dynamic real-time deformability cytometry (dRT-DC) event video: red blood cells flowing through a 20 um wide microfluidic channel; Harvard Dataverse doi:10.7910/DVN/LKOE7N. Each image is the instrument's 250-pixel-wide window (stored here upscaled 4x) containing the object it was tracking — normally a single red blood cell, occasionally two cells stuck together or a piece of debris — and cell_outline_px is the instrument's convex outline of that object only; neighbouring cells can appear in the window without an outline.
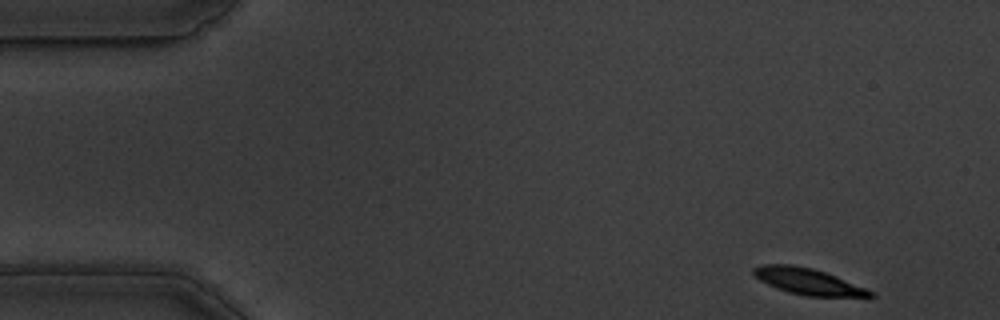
{"species": "common noctule bat (a hibernating species)", "species_latin": "Nyctalus noctula", "temperature_condition": "warm", "stored_images_in_passage": 13, "camera_frame_rate_fps": 3000, "um_per_image_px": 0.085, "animal": {"sex": "male", "body_mass_g": 19.5, "forearm_length_mm": 54.6}, "frame": {"image": 1, "passage_image": 1, "time_ms": 0.0, "image_size_px": [1000, 320], "cell_outline_px": [[876, 296], [872, 300], [804, 296], [788, 292], [776, 288], [760, 280], [752, 272], [752, 268], [764, 264], [792, 264], [812, 268], [836, 276], [876, 292]], "centroid_in_image_um": [68.87, 23.99], "position_along_channel_um": 16.1, "area_um2": 18.79}}